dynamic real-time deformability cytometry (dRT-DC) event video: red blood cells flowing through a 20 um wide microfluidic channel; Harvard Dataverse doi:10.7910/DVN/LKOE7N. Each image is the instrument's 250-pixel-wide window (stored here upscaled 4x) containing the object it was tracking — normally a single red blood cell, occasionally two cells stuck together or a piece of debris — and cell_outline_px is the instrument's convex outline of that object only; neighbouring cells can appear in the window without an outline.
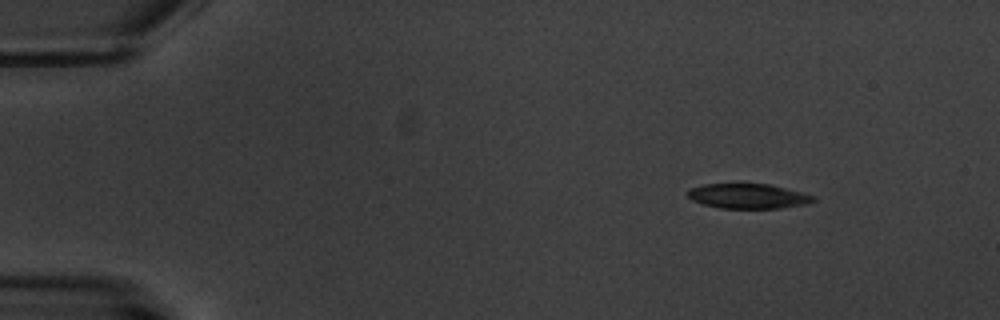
{"species": "common noctule bat (a hibernating species)", "species_latin": "Nyctalus noctula", "temperature_condition": "warm", "stored_images_in_passage": 5, "camera_frame_rate_fps": 3000, "um_per_image_px": 0.085, "animal": {"sex": "male", "body_mass_g": 20.1, "forearm_length_mm": 53.5}, "frame": {"image": 1, "passage_image": 1, "time_ms": 0.0, "image_size_px": [1000, 320], "cell_outline_px": [[816, 200], [808, 204], [780, 208], [720, 208], [704, 204], [692, 200], [688, 196], [688, 188], [704, 184], [768, 184], [816, 196]], "centroid_in_image_um": [63.59, 16.67], "position_along_channel_um": 21.4, "area_um2": 18.09}}
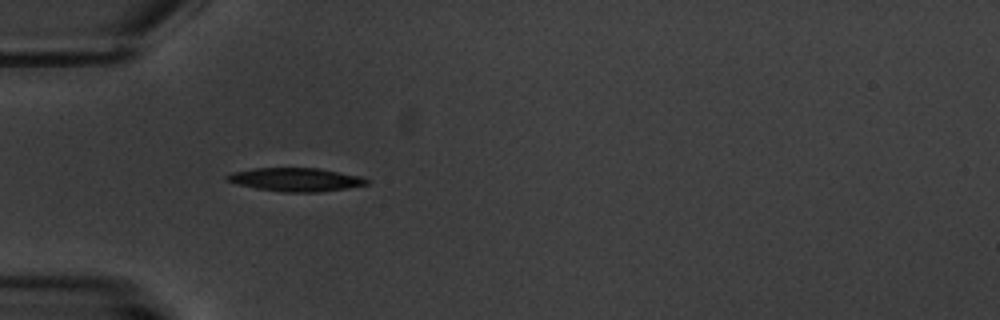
{"frame": {"image": 2, "passage_image": 4, "time_ms": 3.667, "image_size_px": [1000, 320], "cell_outline_px": [[368, 184], [348, 188], [316, 192], [280, 192], [256, 188], [224, 180], [224, 176], [232, 172], [252, 168], [320, 168], [360, 176], [368, 180]], "centroid_in_image_um": [25.11, 15.26], "position_along_channel_um": 59.9, "area_um2": 19.07}}